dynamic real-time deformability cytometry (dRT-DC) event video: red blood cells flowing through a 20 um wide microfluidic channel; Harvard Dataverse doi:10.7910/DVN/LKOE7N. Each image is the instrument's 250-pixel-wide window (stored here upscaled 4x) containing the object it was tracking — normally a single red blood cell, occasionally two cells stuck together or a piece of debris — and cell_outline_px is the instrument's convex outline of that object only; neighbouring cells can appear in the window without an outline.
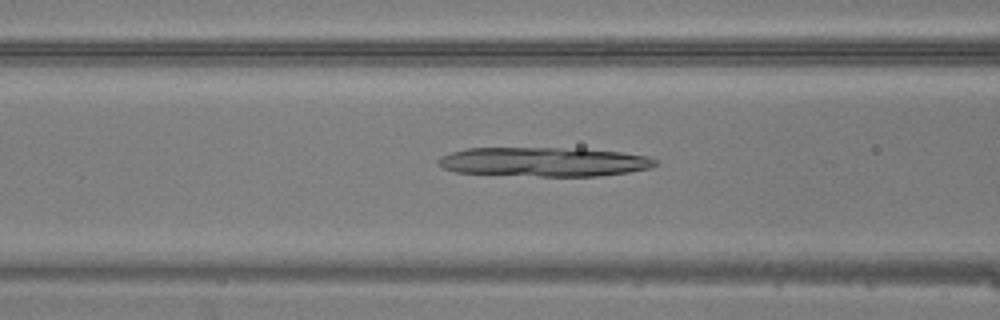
{"species": "common noctule bat (a hibernating species)", "species_latin": "Nyctalus noctula", "temperature_condition": "warm", "stored_images_in_passage": 39, "camera_frame_rate_fps": 3000, "um_per_image_px": 0.085, "animal": {"sex": "male", "body_mass_g": 20.5, "forearm_length_mm": 52.5}, "frame": {"image": 1, "passage_image": 19, "time_ms": 6.0, "image_size_px": [1000, 320], "cell_outline_px": [[656, 164], [648, 168], [628, 172], [600, 176], [540, 176], [456, 172], [444, 168], [436, 160], [440, 156], [452, 152], [468, 148], [580, 148], [620, 152], [648, 156], [656, 160]], "centroid_in_image_um": [46.24, 13.75], "position_along_channel_um": 120.4, "area_um2": 36.82}}
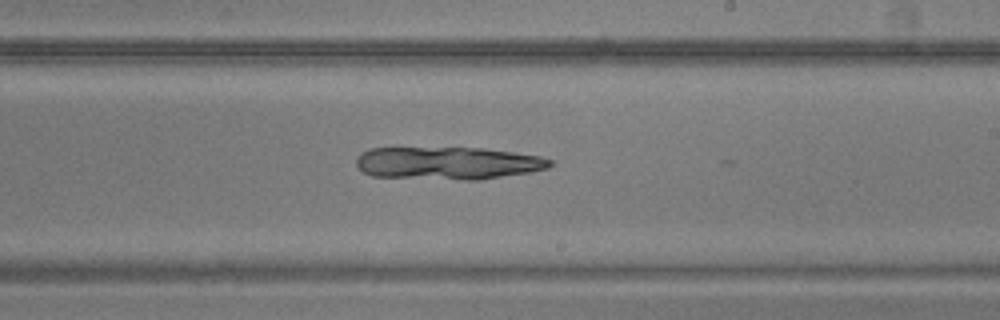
{"frame": {"image": 2, "passage_image": 28, "time_ms": 9.0, "image_size_px": [1000, 320], "cell_outline_px": [[552, 164], [548, 168], [528, 172], [480, 180], [460, 180], [372, 176], [364, 172], [356, 164], [356, 156], [368, 148], [484, 148], [540, 156], [552, 160]], "centroid_in_image_um": [38.05, 13.87], "position_along_channel_um": 251.0, "area_um2": 36.93}}
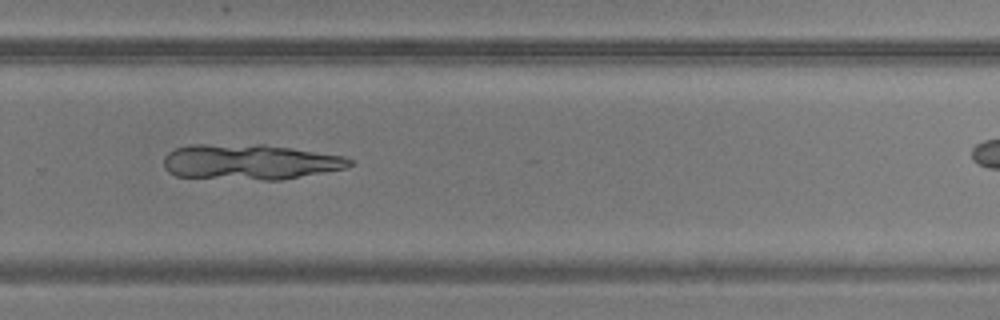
{"frame": {"image": 3, "passage_image": 32, "time_ms": 10.333, "image_size_px": [1000, 320], "cell_outline_px": [[352, 164], [344, 168], [280, 180], [264, 180], [176, 176], [168, 172], [164, 168], [164, 156], [168, 152], [176, 148], [192, 144], [264, 144], [292, 148], [344, 156], [352, 160]], "centroid_in_image_um": [21.2, 13.75], "position_along_channel_um": 308.6, "area_um2": 38.32}}